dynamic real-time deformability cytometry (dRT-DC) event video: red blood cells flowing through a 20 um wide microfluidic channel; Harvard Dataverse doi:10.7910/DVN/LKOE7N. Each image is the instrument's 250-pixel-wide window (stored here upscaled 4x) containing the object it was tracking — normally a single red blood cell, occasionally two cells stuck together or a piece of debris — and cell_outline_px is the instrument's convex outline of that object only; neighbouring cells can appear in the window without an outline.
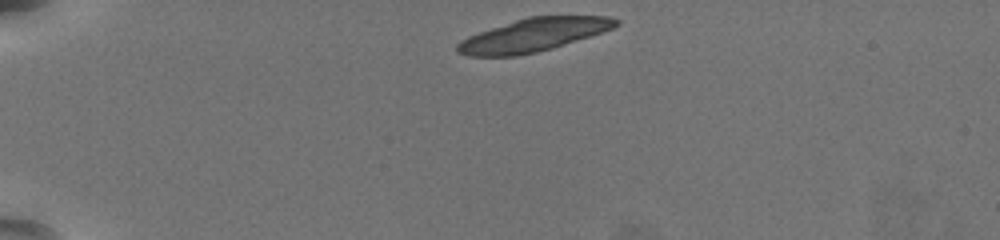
{"species": "common noctule bat (a hibernating species)", "species_latin": "Nyctalus noctula", "temperature_condition": "warm", "stored_images_in_passage": 12, "camera_frame_rate_fps": 3000, "um_per_image_px": 0.085, "animal": {"sex": "female", "body_mass_g": 19.5, "forearm_length_mm": 54.1}, "frame": {"image": 1, "passage_image": 1, "time_ms": 0.0, "image_size_px": [1000, 240], "cell_outline_px": [[620, 24], [612, 28], [552, 48], [536, 52], [516, 56], [468, 56], [456, 52], [456, 44], [460, 40], [468, 36], [528, 16], [608, 16], [620, 20]], "centroid_in_image_um": [45.3, 2.98], "position_along_channel_um": 39.7, "area_um2": 30.17}}